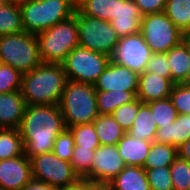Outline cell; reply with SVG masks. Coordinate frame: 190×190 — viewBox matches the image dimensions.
Listing matches in <instances>:
<instances>
[{
    "label": "cell",
    "mask_w": 190,
    "mask_h": 190,
    "mask_svg": "<svg viewBox=\"0 0 190 190\" xmlns=\"http://www.w3.org/2000/svg\"><path fill=\"white\" fill-rule=\"evenodd\" d=\"M66 129L59 105H27L18 128L29 158L52 152L55 139Z\"/></svg>",
    "instance_id": "obj_1"
},
{
    "label": "cell",
    "mask_w": 190,
    "mask_h": 190,
    "mask_svg": "<svg viewBox=\"0 0 190 190\" xmlns=\"http://www.w3.org/2000/svg\"><path fill=\"white\" fill-rule=\"evenodd\" d=\"M67 81L62 64H41L23 73L21 94L27 105H59Z\"/></svg>",
    "instance_id": "obj_2"
},
{
    "label": "cell",
    "mask_w": 190,
    "mask_h": 190,
    "mask_svg": "<svg viewBox=\"0 0 190 190\" xmlns=\"http://www.w3.org/2000/svg\"><path fill=\"white\" fill-rule=\"evenodd\" d=\"M19 7L24 31L32 34L69 19L76 10L74 0H21Z\"/></svg>",
    "instance_id": "obj_3"
},
{
    "label": "cell",
    "mask_w": 190,
    "mask_h": 190,
    "mask_svg": "<svg viewBox=\"0 0 190 190\" xmlns=\"http://www.w3.org/2000/svg\"><path fill=\"white\" fill-rule=\"evenodd\" d=\"M59 107L67 129L74 125L93 123L100 115L96 89L92 84L67 80Z\"/></svg>",
    "instance_id": "obj_4"
},
{
    "label": "cell",
    "mask_w": 190,
    "mask_h": 190,
    "mask_svg": "<svg viewBox=\"0 0 190 190\" xmlns=\"http://www.w3.org/2000/svg\"><path fill=\"white\" fill-rule=\"evenodd\" d=\"M36 36L42 63L62 64L66 56L79 46L77 16L74 14Z\"/></svg>",
    "instance_id": "obj_5"
},
{
    "label": "cell",
    "mask_w": 190,
    "mask_h": 190,
    "mask_svg": "<svg viewBox=\"0 0 190 190\" xmlns=\"http://www.w3.org/2000/svg\"><path fill=\"white\" fill-rule=\"evenodd\" d=\"M0 62L20 71H32L42 64L36 34L21 32L0 35Z\"/></svg>",
    "instance_id": "obj_6"
},
{
    "label": "cell",
    "mask_w": 190,
    "mask_h": 190,
    "mask_svg": "<svg viewBox=\"0 0 190 190\" xmlns=\"http://www.w3.org/2000/svg\"><path fill=\"white\" fill-rule=\"evenodd\" d=\"M110 61V56L79 45L66 56L62 66L67 80L94 85Z\"/></svg>",
    "instance_id": "obj_7"
},
{
    "label": "cell",
    "mask_w": 190,
    "mask_h": 190,
    "mask_svg": "<svg viewBox=\"0 0 190 190\" xmlns=\"http://www.w3.org/2000/svg\"><path fill=\"white\" fill-rule=\"evenodd\" d=\"M140 33L152 53H167L180 44L185 34L168 18L165 12L142 16Z\"/></svg>",
    "instance_id": "obj_8"
},
{
    "label": "cell",
    "mask_w": 190,
    "mask_h": 190,
    "mask_svg": "<svg viewBox=\"0 0 190 190\" xmlns=\"http://www.w3.org/2000/svg\"><path fill=\"white\" fill-rule=\"evenodd\" d=\"M74 14L78 22L79 45L111 57L120 40L111 22L84 15L77 7Z\"/></svg>",
    "instance_id": "obj_9"
},
{
    "label": "cell",
    "mask_w": 190,
    "mask_h": 190,
    "mask_svg": "<svg viewBox=\"0 0 190 190\" xmlns=\"http://www.w3.org/2000/svg\"><path fill=\"white\" fill-rule=\"evenodd\" d=\"M32 178L61 189L77 184L81 179L69 161L60 159L53 152L38 154L30 158Z\"/></svg>",
    "instance_id": "obj_10"
},
{
    "label": "cell",
    "mask_w": 190,
    "mask_h": 190,
    "mask_svg": "<svg viewBox=\"0 0 190 190\" xmlns=\"http://www.w3.org/2000/svg\"><path fill=\"white\" fill-rule=\"evenodd\" d=\"M152 54L145 39L138 32L120 38L111 56V61L140 74L145 71L146 63Z\"/></svg>",
    "instance_id": "obj_11"
},
{
    "label": "cell",
    "mask_w": 190,
    "mask_h": 190,
    "mask_svg": "<svg viewBox=\"0 0 190 190\" xmlns=\"http://www.w3.org/2000/svg\"><path fill=\"white\" fill-rule=\"evenodd\" d=\"M125 166L116 145H100L95 150L91 173L84 180L107 185Z\"/></svg>",
    "instance_id": "obj_12"
},
{
    "label": "cell",
    "mask_w": 190,
    "mask_h": 190,
    "mask_svg": "<svg viewBox=\"0 0 190 190\" xmlns=\"http://www.w3.org/2000/svg\"><path fill=\"white\" fill-rule=\"evenodd\" d=\"M139 74L112 61L94 83L96 90L138 91Z\"/></svg>",
    "instance_id": "obj_13"
},
{
    "label": "cell",
    "mask_w": 190,
    "mask_h": 190,
    "mask_svg": "<svg viewBox=\"0 0 190 190\" xmlns=\"http://www.w3.org/2000/svg\"><path fill=\"white\" fill-rule=\"evenodd\" d=\"M31 178V161L27 155L0 160V190H21Z\"/></svg>",
    "instance_id": "obj_14"
},
{
    "label": "cell",
    "mask_w": 190,
    "mask_h": 190,
    "mask_svg": "<svg viewBox=\"0 0 190 190\" xmlns=\"http://www.w3.org/2000/svg\"><path fill=\"white\" fill-rule=\"evenodd\" d=\"M174 85L171 78L144 71L139 74L137 97L143 103L166 99L170 96Z\"/></svg>",
    "instance_id": "obj_15"
},
{
    "label": "cell",
    "mask_w": 190,
    "mask_h": 190,
    "mask_svg": "<svg viewBox=\"0 0 190 190\" xmlns=\"http://www.w3.org/2000/svg\"><path fill=\"white\" fill-rule=\"evenodd\" d=\"M142 16L134 0H118L117 15L110 22L121 38L140 32Z\"/></svg>",
    "instance_id": "obj_16"
},
{
    "label": "cell",
    "mask_w": 190,
    "mask_h": 190,
    "mask_svg": "<svg viewBox=\"0 0 190 190\" xmlns=\"http://www.w3.org/2000/svg\"><path fill=\"white\" fill-rule=\"evenodd\" d=\"M26 107V101L20 90L0 93V126L2 128L18 129Z\"/></svg>",
    "instance_id": "obj_17"
},
{
    "label": "cell",
    "mask_w": 190,
    "mask_h": 190,
    "mask_svg": "<svg viewBox=\"0 0 190 190\" xmlns=\"http://www.w3.org/2000/svg\"><path fill=\"white\" fill-rule=\"evenodd\" d=\"M151 144V141L136 139L126 132L116 146L126 166L143 167Z\"/></svg>",
    "instance_id": "obj_18"
},
{
    "label": "cell",
    "mask_w": 190,
    "mask_h": 190,
    "mask_svg": "<svg viewBox=\"0 0 190 190\" xmlns=\"http://www.w3.org/2000/svg\"><path fill=\"white\" fill-rule=\"evenodd\" d=\"M190 139V114H178L172 125L157 128L154 141L179 148Z\"/></svg>",
    "instance_id": "obj_19"
},
{
    "label": "cell",
    "mask_w": 190,
    "mask_h": 190,
    "mask_svg": "<svg viewBox=\"0 0 190 190\" xmlns=\"http://www.w3.org/2000/svg\"><path fill=\"white\" fill-rule=\"evenodd\" d=\"M107 186L110 190H150L146 170L139 166H125Z\"/></svg>",
    "instance_id": "obj_20"
},
{
    "label": "cell",
    "mask_w": 190,
    "mask_h": 190,
    "mask_svg": "<svg viewBox=\"0 0 190 190\" xmlns=\"http://www.w3.org/2000/svg\"><path fill=\"white\" fill-rule=\"evenodd\" d=\"M156 131L157 124L153 118L150 106L140 100L138 114L132 128L127 133L136 139L154 142Z\"/></svg>",
    "instance_id": "obj_21"
},
{
    "label": "cell",
    "mask_w": 190,
    "mask_h": 190,
    "mask_svg": "<svg viewBox=\"0 0 190 190\" xmlns=\"http://www.w3.org/2000/svg\"><path fill=\"white\" fill-rule=\"evenodd\" d=\"M167 59L171 70V80L175 84H180L186 76L189 66L188 36L175 47H172L167 53Z\"/></svg>",
    "instance_id": "obj_22"
},
{
    "label": "cell",
    "mask_w": 190,
    "mask_h": 190,
    "mask_svg": "<svg viewBox=\"0 0 190 190\" xmlns=\"http://www.w3.org/2000/svg\"><path fill=\"white\" fill-rule=\"evenodd\" d=\"M93 125L101 145H116L126 133L111 114H100Z\"/></svg>",
    "instance_id": "obj_23"
},
{
    "label": "cell",
    "mask_w": 190,
    "mask_h": 190,
    "mask_svg": "<svg viewBox=\"0 0 190 190\" xmlns=\"http://www.w3.org/2000/svg\"><path fill=\"white\" fill-rule=\"evenodd\" d=\"M138 91H102L96 90L97 107L99 114H112L123 104L130 103L137 98Z\"/></svg>",
    "instance_id": "obj_24"
},
{
    "label": "cell",
    "mask_w": 190,
    "mask_h": 190,
    "mask_svg": "<svg viewBox=\"0 0 190 190\" xmlns=\"http://www.w3.org/2000/svg\"><path fill=\"white\" fill-rule=\"evenodd\" d=\"M178 157V148L170 144L152 142L143 168L170 167Z\"/></svg>",
    "instance_id": "obj_25"
},
{
    "label": "cell",
    "mask_w": 190,
    "mask_h": 190,
    "mask_svg": "<svg viewBox=\"0 0 190 190\" xmlns=\"http://www.w3.org/2000/svg\"><path fill=\"white\" fill-rule=\"evenodd\" d=\"M76 7L89 17L112 21L117 15L118 0H81Z\"/></svg>",
    "instance_id": "obj_26"
},
{
    "label": "cell",
    "mask_w": 190,
    "mask_h": 190,
    "mask_svg": "<svg viewBox=\"0 0 190 190\" xmlns=\"http://www.w3.org/2000/svg\"><path fill=\"white\" fill-rule=\"evenodd\" d=\"M165 14L186 36H190V0H166Z\"/></svg>",
    "instance_id": "obj_27"
},
{
    "label": "cell",
    "mask_w": 190,
    "mask_h": 190,
    "mask_svg": "<svg viewBox=\"0 0 190 190\" xmlns=\"http://www.w3.org/2000/svg\"><path fill=\"white\" fill-rule=\"evenodd\" d=\"M23 31L19 3H0V35L18 34Z\"/></svg>",
    "instance_id": "obj_28"
},
{
    "label": "cell",
    "mask_w": 190,
    "mask_h": 190,
    "mask_svg": "<svg viewBox=\"0 0 190 190\" xmlns=\"http://www.w3.org/2000/svg\"><path fill=\"white\" fill-rule=\"evenodd\" d=\"M24 154V145L18 129L3 128L0 132V160Z\"/></svg>",
    "instance_id": "obj_29"
},
{
    "label": "cell",
    "mask_w": 190,
    "mask_h": 190,
    "mask_svg": "<svg viewBox=\"0 0 190 190\" xmlns=\"http://www.w3.org/2000/svg\"><path fill=\"white\" fill-rule=\"evenodd\" d=\"M153 113V118L157 124V128L160 126L172 125L177 118V111L173 106L170 98L151 101L147 103Z\"/></svg>",
    "instance_id": "obj_30"
},
{
    "label": "cell",
    "mask_w": 190,
    "mask_h": 190,
    "mask_svg": "<svg viewBox=\"0 0 190 190\" xmlns=\"http://www.w3.org/2000/svg\"><path fill=\"white\" fill-rule=\"evenodd\" d=\"M68 129L73 135L75 146H81L86 149H97L101 145L93 123L74 125Z\"/></svg>",
    "instance_id": "obj_31"
},
{
    "label": "cell",
    "mask_w": 190,
    "mask_h": 190,
    "mask_svg": "<svg viewBox=\"0 0 190 190\" xmlns=\"http://www.w3.org/2000/svg\"><path fill=\"white\" fill-rule=\"evenodd\" d=\"M95 150L82 148L81 146L74 147L70 163L81 180H84L91 173Z\"/></svg>",
    "instance_id": "obj_32"
},
{
    "label": "cell",
    "mask_w": 190,
    "mask_h": 190,
    "mask_svg": "<svg viewBox=\"0 0 190 190\" xmlns=\"http://www.w3.org/2000/svg\"><path fill=\"white\" fill-rule=\"evenodd\" d=\"M174 190H188L190 186V162L179 155L170 166Z\"/></svg>",
    "instance_id": "obj_33"
},
{
    "label": "cell",
    "mask_w": 190,
    "mask_h": 190,
    "mask_svg": "<svg viewBox=\"0 0 190 190\" xmlns=\"http://www.w3.org/2000/svg\"><path fill=\"white\" fill-rule=\"evenodd\" d=\"M22 73L10 65L0 64V93L21 90Z\"/></svg>",
    "instance_id": "obj_34"
},
{
    "label": "cell",
    "mask_w": 190,
    "mask_h": 190,
    "mask_svg": "<svg viewBox=\"0 0 190 190\" xmlns=\"http://www.w3.org/2000/svg\"><path fill=\"white\" fill-rule=\"evenodd\" d=\"M140 108V99L137 97L134 101L118 107L111 114L120 126L128 132L135 121Z\"/></svg>",
    "instance_id": "obj_35"
},
{
    "label": "cell",
    "mask_w": 190,
    "mask_h": 190,
    "mask_svg": "<svg viewBox=\"0 0 190 190\" xmlns=\"http://www.w3.org/2000/svg\"><path fill=\"white\" fill-rule=\"evenodd\" d=\"M150 190H174L170 167L146 169Z\"/></svg>",
    "instance_id": "obj_36"
},
{
    "label": "cell",
    "mask_w": 190,
    "mask_h": 190,
    "mask_svg": "<svg viewBox=\"0 0 190 190\" xmlns=\"http://www.w3.org/2000/svg\"><path fill=\"white\" fill-rule=\"evenodd\" d=\"M75 142L72 133L69 129H65L55 139L52 152L60 159L69 161L72 158Z\"/></svg>",
    "instance_id": "obj_37"
},
{
    "label": "cell",
    "mask_w": 190,
    "mask_h": 190,
    "mask_svg": "<svg viewBox=\"0 0 190 190\" xmlns=\"http://www.w3.org/2000/svg\"><path fill=\"white\" fill-rule=\"evenodd\" d=\"M169 98L178 114H190V86L175 84Z\"/></svg>",
    "instance_id": "obj_38"
},
{
    "label": "cell",
    "mask_w": 190,
    "mask_h": 190,
    "mask_svg": "<svg viewBox=\"0 0 190 190\" xmlns=\"http://www.w3.org/2000/svg\"><path fill=\"white\" fill-rule=\"evenodd\" d=\"M145 71L161 77L171 78V70L166 53H153L146 63Z\"/></svg>",
    "instance_id": "obj_39"
},
{
    "label": "cell",
    "mask_w": 190,
    "mask_h": 190,
    "mask_svg": "<svg viewBox=\"0 0 190 190\" xmlns=\"http://www.w3.org/2000/svg\"><path fill=\"white\" fill-rule=\"evenodd\" d=\"M142 15L163 12L166 0H134Z\"/></svg>",
    "instance_id": "obj_40"
},
{
    "label": "cell",
    "mask_w": 190,
    "mask_h": 190,
    "mask_svg": "<svg viewBox=\"0 0 190 190\" xmlns=\"http://www.w3.org/2000/svg\"><path fill=\"white\" fill-rule=\"evenodd\" d=\"M21 190H58V188L41 180L31 178Z\"/></svg>",
    "instance_id": "obj_41"
},
{
    "label": "cell",
    "mask_w": 190,
    "mask_h": 190,
    "mask_svg": "<svg viewBox=\"0 0 190 190\" xmlns=\"http://www.w3.org/2000/svg\"><path fill=\"white\" fill-rule=\"evenodd\" d=\"M108 186L104 184H93L86 180H81L77 184L67 187V190H107Z\"/></svg>",
    "instance_id": "obj_42"
},
{
    "label": "cell",
    "mask_w": 190,
    "mask_h": 190,
    "mask_svg": "<svg viewBox=\"0 0 190 190\" xmlns=\"http://www.w3.org/2000/svg\"><path fill=\"white\" fill-rule=\"evenodd\" d=\"M178 155L190 162V139L178 148Z\"/></svg>",
    "instance_id": "obj_43"
},
{
    "label": "cell",
    "mask_w": 190,
    "mask_h": 190,
    "mask_svg": "<svg viewBox=\"0 0 190 190\" xmlns=\"http://www.w3.org/2000/svg\"><path fill=\"white\" fill-rule=\"evenodd\" d=\"M188 51H189V66L186 72L185 79L180 84L190 86V36H188Z\"/></svg>",
    "instance_id": "obj_44"
},
{
    "label": "cell",
    "mask_w": 190,
    "mask_h": 190,
    "mask_svg": "<svg viewBox=\"0 0 190 190\" xmlns=\"http://www.w3.org/2000/svg\"><path fill=\"white\" fill-rule=\"evenodd\" d=\"M21 0H0V3H5V4H15V3H20Z\"/></svg>",
    "instance_id": "obj_45"
},
{
    "label": "cell",
    "mask_w": 190,
    "mask_h": 190,
    "mask_svg": "<svg viewBox=\"0 0 190 190\" xmlns=\"http://www.w3.org/2000/svg\"><path fill=\"white\" fill-rule=\"evenodd\" d=\"M75 4L77 5L81 0H74Z\"/></svg>",
    "instance_id": "obj_46"
},
{
    "label": "cell",
    "mask_w": 190,
    "mask_h": 190,
    "mask_svg": "<svg viewBox=\"0 0 190 190\" xmlns=\"http://www.w3.org/2000/svg\"><path fill=\"white\" fill-rule=\"evenodd\" d=\"M58 190H67V187L66 188H61V189H58Z\"/></svg>",
    "instance_id": "obj_47"
}]
</instances>
